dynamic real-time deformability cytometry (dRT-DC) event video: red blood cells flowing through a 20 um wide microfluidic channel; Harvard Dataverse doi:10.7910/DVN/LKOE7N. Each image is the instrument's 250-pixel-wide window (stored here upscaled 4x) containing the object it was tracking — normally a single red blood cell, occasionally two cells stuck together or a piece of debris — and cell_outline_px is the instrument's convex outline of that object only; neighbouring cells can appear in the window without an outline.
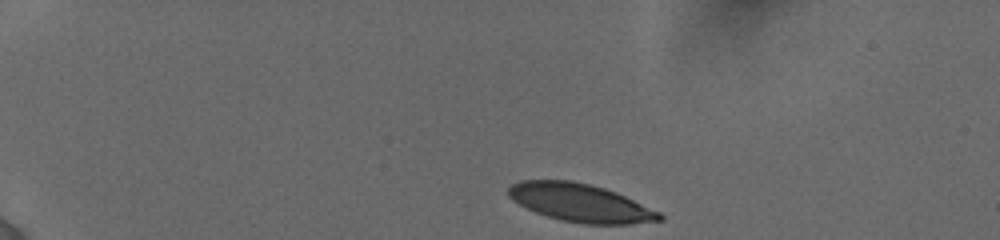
{"species": "human", "species_latin": "Homo sapiens", "temperature_condition": "cold", "stored_images_in_passage": 72, "camera_frame_rate_fps": 3000, "um_per_image_px": 0.085, "donor": {"sex": "female"}, "frame": {"image": 1, "passage_image": 1, "time_ms": 0.0, "image_size_px": [1000, 240], "cell_outline_px": [[664, 220], [628, 224], [584, 224], [560, 220], [536, 212], [512, 200], [508, 196], [508, 188], [512, 184], [520, 180], [572, 180], [604, 188], [616, 192], [660, 212], [664, 216]], "centroid_in_image_um": [49.34, 17.24], "position_along_channel_um": 35.7, "area_um2": 33.41}}
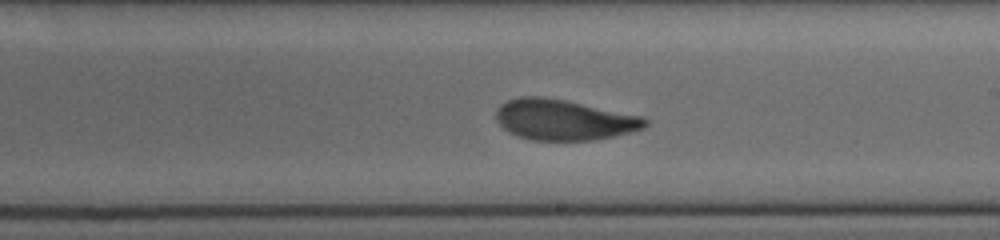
{"frame": {"image": 2, "passage_image": 37, "time_ms": 7.667, "image_size_px": [1000, 240], "cell_outline_px": [[648, 124], [644, 128], [612, 136], [592, 140], [532, 140], [508, 132], [496, 120], [496, 108], [500, 104], [508, 100], [520, 96], [540, 96], [564, 100], [644, 116], [648, 120]], "centroid_in_image_um": [47.91, 10.17], "position_along_channel_um": 241.1, "area_um2": 35.14}}
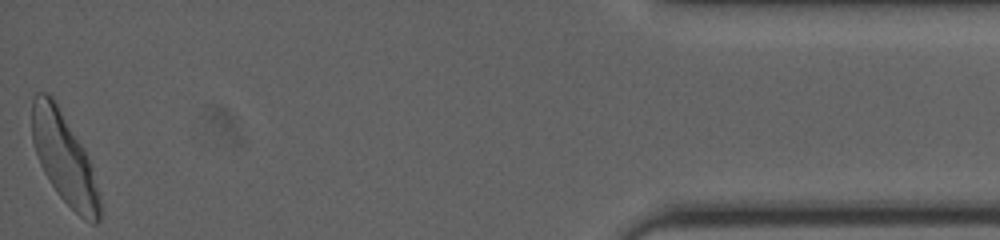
{"frame": {"image": 3, "passage_image": 71, "time_ms": 14.333, "image_size_px": [1000, 240], "cell_outline_px": [[100, 220], [96, 224], [92, 224], [84, 220], [60, 196], [44, 172], [40, 164], [32, 140], [32, 100], [36, 92], [48, 92], [52, 96], [80, 144], [92, 168], [100, 192]], "centroid_in_image_um": [5.45, 13.48], "position_along_channel_um": 429.7, "area_um2": 35.03}, "authors_computed_cell_mechanics": {"area_um2": 35.1424, "velocity_mm_per_s": 3.8485, "shape_relaxation_time_tau1_ms": 3.8541, "shape_relaxation_time_tau2_ms": 1.3737, "deformation_change_tau1": 0.1683, "deformation_change_tau2": 0.0769}}